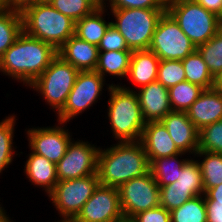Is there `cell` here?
<instances>
[{"mask_svg": "<svg viewBox=\"0 0 222 222\" xmlns=\"http://www.w3.org/2000/svg\"><path fill=\"white\" fill-rule=\"evenodd\" d=\"M57 55L53 45L22 31L0 59V71L30 86Z\"/></svg>", "mask_w": 222, "mask_h": 222, "instance_id": "1", "label": "cell"}, {"mask_svg": "<svg viewBox=\"0 0 222 222\" xmlns=\"http://www.w3.org/2000/svg\"><path fill=\"white\" fill-rule=\"evenodd\" d=\"M150 164L140 141H126L99 150L97 174L101 185L118 188L145 175Z\"/></svg>", "mask_w": 222, "mask_h": 222, "instance_id": "2", "label": "cell"}, {"mask_svg": "<svg viewBox=\"0 0 222 222\" xmlns=\"http://www.w3.org/2000/svg\"><path fill=\"white\" fill-rule=\"evenodd\" d=\"M23 32L53 45L57 50L75 35V21L51 4L38 2L22 13Z\"/></svg>", "mask_w": 222, "mask_h": 222, "instance_id": "3", "label": "cell"}, {"mask_svg": "<svg viewBox=\"0 0 222 222\" xmlns=\"http://www.w3.org/2000/svg\"><path fill=\"white\" fill-rule=\"evenodd\" d=\"M108 90V117L115 138L119 139V142L140 141L146 122L142 117L136 92L113 83Z\"/></svg>", "mask_w": 222, "mask_h": 222, "instance_id": "4", "label": "cell"}, {"mask_svg": "<svg viewBox=\"0 0 222 222\" xmlns=\"http://www.w3.org/2000/svg\"><path fill=\"white\" fill-rule=\"evenodd\" d=\"M166 11L196 48L222 28V19L194 0H168Z\"/></svg>", "mask_w": 222, "mask_h": 222, "instance_id": "5", "label": "cell"}, {"mask_svg": "<svg viewBox=\"0 0 222 222\" xmlns=\"http://www.w3.org/2000/svg\"><path fill=\"white\" fill-rule=\"evenodd\" d=\"M113 26L122 34L128 48L148 50L159 19L166 9H111Z\"/></svg>", "mask_w": 222, "mask_h": 222, "instance_id": "6", "label": "cell"}, {"mask_svg": "<svg viewBox=\"0 0 222 222\" xmlns=\"http://www.w3.org/2000/svg\"><path fill=\"white\" fill-rule=\"evenodd\" d=\"M79 72L57 55L30 87L38 93L40 91L45 101L59 113L66 104Z\"/></svg>", "mask_w": 222, "mask_h": 222, "instance_id": "7", "label": "cell"}, {"mask_svg": "<svg viewBox=\"0 0 222 222\" xmlns=\"http://www.w3.org/2000/svg\"><path fill=\"white\" fill-rule=\"evenodd\" d=\"M196 49L174 18L165 11L158 21L149 50L160 60H183Z\"/></svg>", "mask_w": 222, "mask_h": 222, "instance_id": "8", "label": "cell"}, {"mask_svg": "<svg viewBox=\"0 0 222 222\" xmlns=\"http://www.w3.org/2000/svg\"><path fill=\"white\" fill-rule=\"evenodd\" d=\"M100 184L98 174L58 181L48 195L63 220H73Z\"/></svg>", "mask_w": 222, "mask_h": 222, "instance_id": "9", "label": "cell"}, {"mask_svg": "<svg viewBox=\"0 0 222 222\" xmlns=\"http://www.w3.org/2000/svg\"><path fill=\"white\" fill-rule=\"evenodd\" d=\"M117 189L123 217L126 219L160 206V188L150 171L127 181Z\"/></svg>", "mask_w": 222, "mask_h": 222, "instance_id": "10", "label": "cell"}, {"mask_svg": "<svg viewBox=\"0 0 222 222\" xmlns=\"http://www.w3.org/2000/svg\"><path fill=\"white\" fill-rule=\"evenodd\" d=\"M103 82H105L104 78L96 71H80L65 106L57 113L60 124L67 123L89 106H92L100 97L104 86Z\"/></svg>", "mask_w": 222, "mask_h": 222, "instance_id": "11", "label": "cell"}, {"mask_svg": "<svg viewBox=\"0 0 222 222\" xmlns=\"http://www.w3.org/2000/svg\"><path fill=\"white\" fill-rule=\"evenodd\" d=\"M124 219L118 189L99 184L73 222H121Z\"/></svg>", "mask_w": 222, "mask_h": 222, "instance_id": "12", "label": "cell"}, {"mask_svg": "<svg viewBox=\"0 0 222 222\" xmlns=\"http://www.w3.org/2000/svg\"><path fill=\"white\" fill-rule=\"evenodd\" d=\"M99 149L88 142L71 141L63 158L56 164L58 181L96 174Z\"/></svg>", "mask_w": 222, "mask_h": 222, "instance_id": "13", "label": "cell"}, {"mask_svg": "<svg viewBox=\"0 0 222 222\" xmlns=\"http://www.w3.org/2000/svg\"><path fill=\"white\" fill-rule=\"evenodd\" d=\"M30 150L57 164L71 142L68 130L61 127L32 128L27 131Z\"/></svg>", "mask_w": 222, "mask_h": 222, "instance_id": "14", "label": "cell"}, {"mask_svg": "<svg viewBox=\"0 0 222 222\" xmlns=\"http://www.w3.org/2000/svg\"><path fill=\"white\" fill-rule=\"evenodd\" d=\"M161 122L181 152L196 153L198 151L199 130L188 118L186 112H169Z\"/></svg>", "mask_w": 222, "mask_h": 222, "instance_id": "15", "label": "cell"}, {"mask_svg": "<svg viewBox=\"0 0 222 222\" xmlns=\"http://www.w3.org/2000/svg\"><path fill=\"white\" fill-rule=\"evenodd\" d=\"M140 142L147 154L149 164L157 158L185 154L176 147L161 121L147 122L142 131Z\"/></svg>", "mask_w": 222, "mask_h": 222, "instance_id": "16", "label": "cell"}, {"mask_svg": "<svg viewBox=\"0 0 222 222\" xmlns=\"http://www.w3.org/2000/svg\"><path fill=\"white\" fill-rule=\"evenodd\" d=\"M141 107L144 121H161L169 112H172L168 88L160 82L154 81L142 87L136 93Z\"/></svg>", "mask_w": 222, "mask_h": 222, "instance_id": "17", "label": "cell"}, {"mask_svg": "<svg viewBox=\"0 0 222 222\" xmlns=\"http://www.w3.org/2000/svg\"><path fill=\"white\" fill-rule=\"evenodd\" d=\"M198 130L222 119V91L215 88L204 90L186 111Z\"/></svg>", "mask_w": 222, "mask_h": 222, "instance_id": "18", "label": "cell"}, {"mask_svg": "<svg viewBox=\"0 0 222 222\" xmlns=\"http://www.w3.org/2000/svg\"><path fill=\"white\" fill-rule=\"evenodd\" d=\"M57 53L79 71H95L98 64V47L79 39L76 35L68 38Z\"/></svg>", "mask_w": 222, "mask_h": 222, "instance_id": "19", "label": "cell"}, {"mask_svg": "<svg viewBox=\"0 0 222 222\" xmlns=\"http://www.w3.org/2000/svg\"><path fill=\"white\" fill-rule=\"evenodd\" d=\"M160 59L149 49L134 50L131 54L128 77L134 85L144 87L157 81Z\"/></svg>", "mask_w": 222, "mask_h": 222, "instance_id": "20", "label": "cell"}, {"mask_svg": "<svg viewBox=\"0 0 222 222\" xmlns=\"http://www.w3.org/2000/svg\"><path fill=\"white\" fill-rule=\"evenodd\" d=\"M25 173L32 183L44 187L48 194L58 183L56 164L33 152L29 154L25 164Z\"/></svg>", "mask_w": 222, "mask_h": 222, "instance_id": "21", "label": "cell"}, {"mask_svg": "<svg viewBox=\"0 0 222 222\" xmlns=\"http://www.w3.org/2000/svg\"><path fill=\"white\" fill-rule=\"evenodd\" d=\"M106 4H101L93 13L75 22V35L92 45L98 46L111 22L106 23L102 15Z\"/></svg>", "mask_w": 222, "mask_h": 222, "instance_id": "22", "label": "cell"}, {"mask_svg": "<svg viewBox=\"0 0 222 222\" xmlns=\"http://www.w3.org/2000/svg\"><path fill=\"white\" fill-rule=\"evenodd\" d=\"M132 50L99 51L98 64L95 69L103 78L105 73L113 76H128Z\"/></svg>", "mask_w": 222, "mask_h": 222, "instance_id": "23", "label": "cell"}, {"mask_svg": "<svg viewBox=\"0 0 222 222\" xmlns=\"http://www.w3.org/2000/svg\"><path fill=\"white\" fill-rule=\"evenodd\" d=\"M186 81L196 84L204 90L214 88L215 78L209 72L203 57L196 49L182 60Z\"/></svg>", "mask_w": 222, "mask_h": 222, "instance_id": "24", "label": "cell"}, {"mask_svg": "<svg viewBox=\"0 0 222 222\" xmlns=\"http://www.w3.org/2000/svg\"><path fill=\"white\" fill-rule=\"evenodd\" d=\"M178 155L180 156L182 154H176L165 158H157L150 163L149 171L156 180L159 188L177 181L180 170L188 161L186 159H182V161L177 160Z\"/></svg>", "mask_w": 222, "mask_h": 222, "instance_id": "25", "label": "cell"}, {"mask_svg": "<svg viewBox=\"0 0 222 222\" xmlns=\"http://www.w3.org/2000/svg\"><path fill=\"white\" fill-rule=\"evenodd\" d=\"M22 31L21 13L2 7L0 9V59Z\"/></svg>", "mask_w": 222, "mask_h": 222, "instance_id": "26", "label": "cell"}, {"mask_svg": "<svg viewBox=\"0 0 222 222\" xmlns=\"http://www.w3.org/2000/svg\"><path fill=\"white\" fill-rule=\"evenodd\" d=\"M203 91V88L188 81L168 88L172 110L186 112Z\"/></svg>", "mask_w": 222, "mask_h": 222, "instance_id": "27", "label": "cell"}, {"mask_svg": "<svg viewBox=\"0 0 222 222\" xmlns=\"http://www.w3.org/2000/svg\"><path fill=\"white\" fill-rule=\"evenodd\" d=\"M205 155L203 161L199 162L203 188L206 193L210 188L222 184V154L209 151H197L195 155Z\"/></svg>", "mask_w": 222, "mask_h": 222, "instance_id": "28", "label": "cell"}, {"mask_svg": "<svg viewBox=\"0 0 222 222\" xmlns=\"http://www.w3.org/2000/svg\"><path fill=\"white\" fill-rule=\"evenodd\" d=\"M209 72L216 78L222 71V28L207 42L197 47Z\"/></svg>", "mask_w": 222, "mask_h": 222, "instance_id": "29", "label": "cell"}, {"mask_svg": "<svg viewBox=\"0 0 222 222\" xmlns=\"http://www.w3.org/2000/svg\"><path fill=\"white\" fill-rule=\"evenodd\" d=\"M196 196L179 208L170 211L171 222H207V211L203 197Z\"/></svg>", "mask_w": 222, "mask_h": 222, "instance_id": "30", "label": "cell"}, {"mask_svg": "<svg viewBox=\"0 0 222 222\" xmlns=\"http://www.w3.org/2000/svg\"><path fill=\"white\" fill-rule=\"evenodd\" d=\"M49 4L76 22L100 7L101 0H52Z\"/></svg>", "mask_w": 222, "mask_h": 222, "instance_id": "31", "label": "cell"}, {"mask_svg": "<svg viewBox=\"0 0 222 222\" xmlns=\"http://www.w3.org/2000/svg\"><path fill=\"white\" fill-rule=\"evenodd\" d=\"M159 197L160 206L170 212L196 197V195L192 193V186L166 185L160 187Z\"/></svg>", "mask_w": 222, "mask_h": 222, "instance_id": "32", "label": "cell"}, {"mask_svg": "<svg viewBox=\"0 0 222 222\" xmlns=\"http://www.w3.org/2000/svg\"><path fill=\"white\" fill-rule=\"evenodd\" d=\"M169 185L192 186V193L196 196L204 195L202 171L199 162L197 160L188 159L180 170L177 181Z\"/></svg>", "mask_w": 222, "mask_h": 222, "instance_id": "33", "label": "cell"}, {"mask_svg": "<svg viewBox=\"0 0 222 222\" xmlns=\"http://www.w3.org/2000/svg\"><path fill=\"white\" fill-rule=\"evenodd\" d=\"M157 81L166 88L186 81L182 60H160Z\"/></svg>", "mask_w": 222, "mask_h": 222, "instance_id": "34", "label": "cell"}, {"mask_svg": "<svg viewBox=\"0 0 222 222\" xmlns=\"http://www.w3.org/2000/svg\"><path fill=\"white\" fill-rule=\"evenodd\" d=\"M0 122V173L12 162L13 156V131L15 117L10 116Z\"/></svg>", "mask_w": 222, "mask_h": 222, "instance_id": "35", "label": "cell"}, {"mask_svg": "<svg viewBox=\"0 0 222 222\" xmlns=\"http://www.w3.org/2000/svg\"><path fill=\"white\" fill-rule=\"evenodd\" d=\"M198 151L222 154V119L199 130Z\"/></svg>", "mask_w": 222, "mask_h": 222, "instance_id": "36", "label": "cell"}, {"mask_svg": "<svg viewBox=\"0 0 222 222\" xmlns=\"http://www.w3.org/2000/svg\"><path fill=\"white\" fill-rule=\"evenodd\" d=\"M99 51H122L130 50L126 44V41L122 34L110 24L107 28L104 36L102 37L100 43L98 44Z\"/></svg>", "mask_w": 222, "mask_h": 222, "instance_id": "37", "label": "cell"}, {"mask_svg": "<svg viewBox=\"0 0 222 222\" xmlns=\"http://www.w3.org/2000/svg\"><path fill=\"white\" fill-rule=\"evenodd\" d=\"M105 0H101V4ZM107 1V0H106ZM168 0H109L111 9H166Z\"/></svg>", "mask_w": 222, "mask_h": 222, "instance_id": "38", "label": "cell"}, {"mask_svg": "<svg viewBox=\"0 0 222 222\" xmlns=\"http://www.w3.org/2000/svg\"><path fill=\"white\" fill-rule=\"evenodd\" d=\"M131 220L133 222H171V214L166 208L158 206L137 213Z\"/></svg>", "mask_w": 222, "mask_h": 222, "instance_id": "39", "label": "cell"}, {"mask_svg": "<svg viewBox=\"0 0 222 222\" xmlns=\"http://www.w3.org/2000/svg\"><path fill=\"white\" fill-rule=\"evenodd\" d=\"M41 2V0H2V7L22 13L26 8Z\"/></svg>", "mask_w": 222, "mask_h": 222, "instance_id": "40", "label": "cell"}, {"mask_svg": "<svg viewBox=\"0 0 222 222\" xmlns=\"http://www.w3.org/2000/svg\"><path fill=\"white\" fill-rule=\"evenodd\" d=\"M207 222H222V204L205 203Z\"/></svg>", "mask_w": 222, "mask_h": 222, "instance_id": "41", "label": "cell"}, {"mask_svg": "<svg viewBox=\"0 0 222 222\" xmlns=\"http://www.w3.org/2000/svg\"><path fill=\"white\" fill-rule=\"evenodd\" d=\"M206 10L216 14L222 19V0H194Z\"/></svg>", "mask_w": 222, "mask_h": 222, "instance_id": "42", "label": "cell"}, {"mask_svg": "<svg viewBox=\"0 0 222 222\" xmlns=\"http://www.w3.org/2000/svg\"><path fill=\"white\" fill-rule=\"evenodd\" d=\"M204 195L205 203L222 204V184L210 188Z\"/></svg>", "mask_w": 222, "mask_h": 222, "instance_id": "43", "label": "cell"}, {"mask_svg": "<svg viewBox=\"0 0 222 222\" xmlns=\"http://www.w3.org/2000/svg\"><path fill=\"white\" fill-rule=\"evenodd\" d=\"M214 88L217 89V90L222 91V71H221L220 74L215 78Z\"/></svg>", "mask_w": 222, "mask_h": 222, "instance_id": "44", "label": "cell"}, {"mask_svg": "<svg viewBox=\"0 0 222 222\" xmlns=\"http://www.w3.org/2000/svg\"><path fill=\"white\" fill-rule=\"evenodd\" d=\"M1 206V205H0ZM2 207H0V222H11L6 216V213L3 211Z\"/></svg>", "mask_w": 222, "mask_h": 222, "instance_id": "45", "label": "cell"}, {"mask_svg": "<svg viewBox=\"0 0 222 222\" xmlns=\"http://www.w3.org/2000/svg\"><path fill=\"white\" fill-rule=\"evenodd\" d=\"M121 222H133L131 219L124 218Z\"/></svg>", "mask_w": 222, "mask_h": 222, "instance_id": "46", "label": "cell"}, {"mask_svg": "<svg viewBox=\"0 0 222 222\" xmlns=\"http://www.w3.org/2000/svg\"><path fill=\"white\" fill-rule=\"evenodd\" d=\"M52 0H41V2H44V3H50Z\"/></svg>", "mask_w": 222, "mask_h": 222, "instance_id": "47", "label": "cell"}, {"mask_svg": "<svg viewBox=\"0 0 222 222\" xmlns=\"http://www.w3.org/2000/svg\"><path fill=\"white\" fill-rule=\"evenodd\" d=\"M59 222V221H58ZM61 222H73L72 220L66 221V220H61Z\"/></svg>", "mask_w": 222, "mask_h": 222, "instance_id": "48", "label": "cell"}, {"mask_svg": "<svg viewBox=\"0 0 222 222\" xmlns=\"http://www.w3.org/2000/svg\"><path fill=\"white\" fill-rule=\"evenodd\" d=\"M2 8V0H0V9Z\"/></svg>", "mask_w": 222, "mask_h": 222, "instance_id": "49", "label": "cell"}]
</instances>
